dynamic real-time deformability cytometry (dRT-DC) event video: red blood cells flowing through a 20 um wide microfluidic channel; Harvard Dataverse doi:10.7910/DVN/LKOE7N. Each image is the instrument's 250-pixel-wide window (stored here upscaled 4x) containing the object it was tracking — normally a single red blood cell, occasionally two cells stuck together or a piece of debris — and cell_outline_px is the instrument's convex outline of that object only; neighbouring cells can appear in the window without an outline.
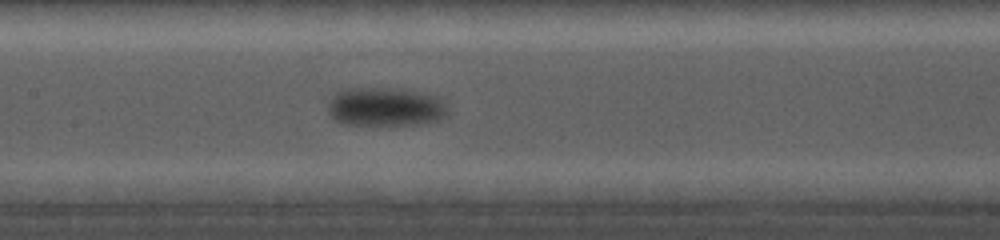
{"species": "common noctule bat (a hibernating species)", "species_latin": "Nyctalus noctula", "temperature_condition": "cold", "stored_images_in_passage": 16, "camera_frame_rate_fps": 5000, "um_per_image_px": 0.085, "animal": {"sex": "female", "body_mass_g": 19.0, "forearm_length_mm": 56.7}, "frame": {"image": 1, "passage_image": 16, "time_ms": 9.2, "image_size_px": [1000, 240], "cell_outline_px": [[448, 116], [440, 120], [420, 124], [344, 124], [332, 120], [328, 112], [328, 104], [332, 96], [336, 92], [348, 88], [396, 88], [436, 96], [448, 108]], "centroid_in_image_um": [32.73, 9.09], "position_along_channel_um": 174.7, "area_um2": 27.11}}